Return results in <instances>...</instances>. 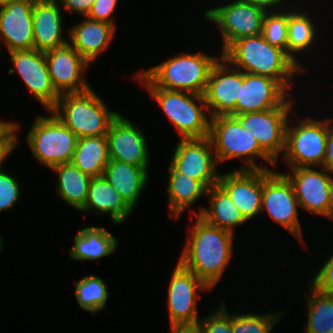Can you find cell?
<instances>
[{"label":"cell","mask_w":333,"mask_h":333,"mask_svg":"<svg viewBox=\"0 0 333 333\" xmlns=\"http://www.w3.org/2000/svg\"><path fill=\"white\" fill-rule=\"evenodd\" d=\"M50 111L78 138L106 135L119 114L110 110L92 87L82 92L61 94Z\"/></svg>","instance_id":"4"},{"label":"cell","mask_w":333,"mask_h":333,"mask_svg":"<svg viewBox=\"0 0 333 333\" xmlns=\"http://www.w3.org/2000/svg\"><path fill=\"white\" fill-rule=\"evenodd\" d=\"M289 93L274 79L243 72L236 115L278 108Z\"/></svg>","instance_id":"21"},{"label":"cell","mask_w":333,"mask_h":333,"mask_svg":"<svg viewBox=\"0 0 333 333\" xmlns=\"http://www.w3.org/2000/svg\"><path fill=\"white\" fill-rule=\"evenodd\" d=\"M73 238L74 244L67 253L72 261L100 260L118 247V238L100 226L83 227Z\"/></svg>","instance_id":"26"},{"label":"cell","mask_w":333,"mask_h":333,"mask_svg":"<svg viewBox=\"0 0 333 333\" xmlns=\"http://www.w3.org/2000/svg\"><path fill=\"white\" fill-rule=\"evenodd\" d=\"M294 106L289 97L278 108L234 117L245 129L252 131L260 147L277 163L285 149L286 128L290 114H295Z\"/></svg>","instance_id":"12"},{"label":"cell","mask_w":333,"mask_h":333,"mask_svg":"<svg viewBox=\"0 0 333 333\" xmlns=\"http://www.w3.org/2000/svg\"><path fill=\"white\" fill-rule=\"evenodd\" d=\"M58 175L55 192L68 206L78 211L85 205L91 176L83 173L72 162L51 168Z\"/></svg>","instance_id":"30"},{"label":"cell","mask_w":333,"mask_h":333,"mask_svg":"<svg viewBox=\"0 0 333 333\" xmlns=\"http://www.w3.org/2000/svg\"><path fill=\"white\" fill-rule=\"evenodd\" d=\"M206 198L209 201L208 208L200 206L198 211L193 213L207 223L234 234L235 228L247 222L228 193L219 184L208 189Z\"/></svg>","instance_id":"27"},{"label":"cell","mask_w":333,"mask_h":333,"mask_svg":"<svg viewBox=\"0 0 333 333\" xmlns=\"http://www.w3.org/2000/svg\"><path fill=\"white\" fill-rule=\"evenodd\" d=\"M285 315L283 311L261 313H231L232 333H270L278 324L281 317Z\"/></svg>","instance_id":"34"},{"label":"cell","mask_w":333,"mask_h":333,"mask_svg":"<svg viewBox=\"0 0 333 333\" xmlns=\"http://www.w3.org/2000/svg\"><path fill=\"white\" fill-rule=\"evenodd\" d=\"M9 74L17 73L25 84L27 91L39 101L43 107L50 111L60 98L54 88L45 58L44 51L36 49L8 52Z\"/></svg>","instance_id":"15"},{"label":"cell","mask_w":333,"mask_h":333,"mask_svg":"<svg viewBox=\"0 0 333 333\" xmlns=\"http://www.w3.org/2000/svg\"><path fill=\"white\" fill-rule=\"evenodd\" d=\"M52 84L61 95L91 88L84 76L90 63L67 40L44 52Z\"/></svg>","instance_id":"16"},{"label":"cell","mask_w":333,"mask_h":333,"mask_svg":"<svg viewBox=\"0 0 333 333\" xmlns=\"http://www.w3.org/2000/svg\"><path fill=\"white\" fill-rule=\"evenodd\" d=\"M110 161L107 136H87L78 139L72 163L91 177L102 176Z\"/></svg>","instance_id":"31"},{"label":"cell","mask_w":333,"mask_h":333,"mask_svg":"<svg viewBox=\"0 0 333 333\" xmlns=\"http://www.w3.org/2000/svg\"><path fill=\"white\" fill-rule=\"evenodd\" d=\"M288 8L265 13L262 23V36L272 46L287 53Z\"/></svg>","instance_id":"35"},{"label":"cell","mask_w":333,"mask_h":333,"mask_svg":"<svg viewBox=\"0 0 333 333\" xmlns=\"http://www.w3.org/2000/svg\"><path fill=\"white\" fill-rule=\"evenodd\" d=\"M48 113L35 116L26 139L35 160L50 170L72 161L79 138L51 111Z\"/></svg>","instance_id":"7"},{"label":"cell","mask_w":333,"mask_h":333,"mask_svg":"<svg viewBox=\"0 0 333 333\" xmlns=\"http://www.w3.org/2000/svg\"><path fill=\"white\" fill-rule=\"evenodd\" d=\"M203 13L204 18L215 23L220 30L222 54L236 40L262 34L265 12L246 0H229L225 5L222 3Z\"/></svg>","instance_id":"10"},{"label":"cell","mask_w":333,"mask_h":333,"mask_svg":"<svg viewBox=\"0 0 333 333\" xmlns=\"http://www.w3.org/2000/svg\"><path fill=\"white\" fill-rule=\"evenodd\" d=\"M275 169H263V194L261 213L267 212L270 219L282 226L299 243H304L299 202L291 182L283 173Z\"/></svg>","instance_id":"9"},{"label":"cell","mask_w":333,"mask_h":333,"mask_svg":"<svg viewBox=\"0 0 333 333\" xmlns=\"http://www.w3.org/2000/svg\"><path fill=\"white\" fill-rule=\"evenodd\" d=\"M218 184L228 193L248 221L261 214L263 169H231L221 173Z\"/></svg>","instance_id":"19"},{"label":"cell","mask_w":333,"mask_h":333,"mask_svg":"<svg viewBox=\"0 0 333 333\" xmlns=\"http://www.w3.org/2000/svg\"><path fill=\"white\" fill-rule=\"evenodd\" d=\"M14 123V121H1L0 119V136Z\"/></svg>","instance_id":"45"},{"label":"cell","mask_w":333,"mask_h":333,"mask_svg":"<svg viewBox=\"0 0 333 333\" xmlns=\"http://www.w3.org/2000/svg\"><path fill=\"white\" fill-rule=\"evenodd\" d=\"M189 232L178 261L213 290L232 260L234 234L207 223L199 215Z\"/></svg>","instance_id":"1"},{"label":"cell","mask_w":333,"mask_h":333,"mask_svg":"<svg viewBox=\"0 0 333 333\" xmlns=\"http://www.w3.org/2000/svg\"><path fill=\"white\" fill-rule=\"evenodd\" d=\"M11 1H13V0H0V6L4 5L6 3H9Z\"/></svg>","instance_id":"46"},{"label":"cell","mask_w":333,"mask_h":333,"mask_svg":"<svg viewBox=\"0 0 333 333\" xmlns=\"http://www.w3.org/2000/svg\"><path fill=\"white\" fill-rule=\"evenodd\" d=\"M148 169L149 167L134 166L125 162L110 160L103 176L134 210L149 181Z\"/></svg>","instance_id":"25"},{"label":"cell","mask_w":333,"mask_h":333,"mask_svg":"<svg viewBox=\"0 0 333 333\" xmlns=\"http://www.w3.org/2000/svg\"><path fill=\"white\" fill-rule=\"evenodd\" d=\"M20 130V123L16 121L0 136V171L4 170L3 163L6 158L18 147L19 139L17 132Z\"/></svg>","instance_id":"39"},{"label":"cell","mask_w":333,"mask_h":333,"mask_svg":"<svg viewBox=\"0 0 333 333\" xmlns=\"http://www.w3.org/2000/svg\"><path fill=\"white\" fill-rule=\"evenodd\" d=\"M294 6L288 8L287 54L304 70L306 67L297 57L313 47L318 30L309 12L300 11L299 5Z\"/></svg>","instance_id":"29"},{"label":"cell","mask_w":333,"mask_h":333,"mask_svg":"<svg viewBox=\"0 0 333 333\" xmlns=\"http://www.w3.org/2000/svg\"><path fill=\"white\" fill-rule=\"evenodd\" d=\"M79 211L85 215L90 211L99 217L110 214L116 225H121L133 213V209L103 175L91 178L85 205Z\"/></svg>","instance_id":"24"},{"label":"cell","mask_w":333,"mask_h":333,"mask_svg":"<svg viewBox=\"0 0 333 333\" xmlns=\"http://www.w3.org/2000/svg\"><path fill=\"white\" fill-rule=\"evenodd\" d=\"M177 173L201 181L208 189L218 184V161L209 137L179 139L170 164Z\"/></svg>","instance_id":"13"},{"label":"cell","mask_w":333,"mask_h":333,"mask_svg":"<svg viewBox=\"0 0 333 333\" xmlns=\"http://www.w3.org/2000/svg\"><path fill=\"white\" fill-rule=\"evenodd\" d=\"M144 88L175 127L180 139L209 137L211 116L204 95L157 87Z\"/></svg>","instance_id":"6"},{"label":"cell","mask_w":333,"mask_h":333,"mask_svg":"<svg viewBox=\"0 0 333 333\" xmlns=\"http://www.w3.org/2000/svg\"><path fill=\"white\" fill-rule=\"evenodd\" d=\"M58 0H34L32 8L33 49L47 51L65 43L64 14Z\"/></svg>","instance_id":"22"},{"label":"cell","mask_w":333,"mask_h":333,"mask_svg":"<svg viewBox=\"0 0 333 333\" xmlns=\"http://www.w3.org/2000/svg\"><path fill=\"white\" fill-rule=\"evenodd\" d=\"M291 117L294 116H290L287 124L281 159L289 168L322 167L326 154L328 118L303 117L293 124Z\"/></svg>","instance_id":"8"},{"label":"cell","mask_w":333,"mask_h":333,"mask_svg":"<svg viewBox=\"0 0 333 333\" xmlns=\"http://www.w3.org/2000/svg\"><path fill=\"white\" fill-rule=\"evenodd\" d=\"M33 4L34 0H13L0 6V44L7 52L33 49Z\"/></svg>","instance_id":"20"},{"label":"cell","mask_w":333,"mask_h":333,"mask_svg":"<svg viewBox=\"0 0 333 333\" xmlns=\"http://www.w3.org/2000/svg\"><path fill=\"white\" fill-rule=\"evenodd\" d=\"M168 211L169 216L178 219L199 198L207 195L208 188L196 179L177 173L170 165L168 166Z\"/></svg>","instance_id":"28"},{"label":"cell","mask_w":333,"mask_h":333,"mask_svg":"<svg viewBox=\"0 0 333 333\" xmlns=\"http://www.w3.org/2000/svg\"><path fill=\"white\" fill-rule=\"evenodd\" d=\"M144 134L126 116L118 114L106 134L110 160L149 167L150 151Z\"/></svg>","instance_id":"18"},{"label":"cell","mask_w":333,"mask_h":333,"mask_svg":"<svg viewBox=\"0 0 333 333\" xmlns=\"http://www.w3.org/2000/svg\"><path fill=\"white\" fill-rule=\"evenodd\" d=\"M240 84H243V71L221 57L211 70L204 93L211 117L236 115Z\"/></svg>","instance_id":"17"},{"label":"cell","mask_w":333,"mask_h":333,"mask_svg":"<svg viewBox=\"0 0 333 333\" xmlns=\"http://www.w3.org/2000/svg\"><path fill=\"white\" fill-rule=\"evenodd\" d=\"M7 169L0 171V212L11 211L20 199V184Z\"/></svg>","instance_id":"37"},{"label":"cell","mask_w":333,"mask_h":333,"mask_svg":"<svg viewBox=\"0 0 333 333\" xmlns=\"http://www.w3.org/2000/svg\"><path fill=\"white\" fill-rule=\"evenodd\" d=\"M95 0H58L60 7L65 11L77 12L81 16H87Z\"/></svg>","instance_id":"41"},{"label":"cell","mask_w":333,"mask_h":333,"mask_svg":"<svg viewBox=\"0 0 333 333\" xmlns=\"http://www.w3.org/2000/svg\"><path fill=\"white\" fill-rule=\"evenodd\" d=\"M209 138L212 142L218 164L240 158L241 167L235 169H265L257 164L256 158L263 159L274 169L277 163L260 147L252 131L245 129L234 116L211 117Z\"/></svg>","instance_id":"5"},{"label":"cell","mask_w":333,"mask_h":333,"mask_svg":"<svg viewBox=\"0 0 333 333\" xmlns=\"http://www.w3.org/2000/svg\"><path fill=\"white\" fill-rule=\"evenodd\" d=\"M119 0H95L87 17L97 21L107 22L116 27L113 13L117 9Z\"/></svg>","instance_id":"40"},{"label":"cell","mask_w":333,"mask_h":333,"mask_svg":"<svg viewBox=\"0 0 333 333\" xmlns=\"http://www.w3.org/2000/svg\"><path fill=\"white\" fill-rule=\"evenodd\" d=\"M74 295L79 306L92 315L107 307L110 296L106 282L95 275H86L76 281Z\"/></svg>","instance_id":"33"},{"label":"cell","mask_w":333,"mask_h":333,"mask_svg":"<svg viewBox=\"0 0 333 333\" xmlns=\"http://www.w3.org/2000/svg\"><path fill=\"white\" fill-rule=\"evenodd\" d=\"M83 18L81 23L78 22L66 33L72 47L91 64L110 47L109 44L116 34V27L87 16Z\"/></svg>","instance_id":"23"},{"label":"cell","mask_w":333,"mask_h":333,"mask_svg":"<svg viewBox=\"0 0 333 333\" xmlns=\"http://www.w3.org/2000/svg\"><path fill=\"white\" fill-rule=\"evenodd\" d=\"M249 3H253L257 8H260L265 13L276 12L285 10L289 7L285 4L286 0H246ZM282 6V7H281Z\"/></svg>","instance_id":"43"},{"label":"cell","mask_w":333,"mask_h":333,"mask_svg":"<svg viewBox=\"0 0 333 333\" xmlns=\"http://www.w3.org/2000/svg\"><path fill=\"white\" fill-rule=\"evenodd\" d=\"M333 250V249H332ZM327 256L322 265L315 271L310 284L318 291L333 295V252Z\"/></svg>","instance_id":"38"},{"label":"cell","mask_w":333,"mask_h":333,"mask_svg":"<svg viewBox=\"0 0 333 333\" xmlns=\"http://www.w3.org/2000/svg\"><path fill=\"white\" fill-rule=\"evenodd\" d=\"M284 174L291 182L300 209L333 220V177L323 167L290 168Z\"/></svg>","instance_id":"11"},{"label":"cell","mask_w":333,"mask_h":333,"mask_svg":"<svg viewBox=\"0 0 333 333\" xmlns=\"http://www.w3.org/2000/svg\"><path fill=\"white\" fill-rule=\"evenodd\" d=\"M306 333H333V295L318 291L308 283Z\"/></svg>","instance_id":"32"},{"label":"cell","mask_w":333,"mask_h":333,"mask_svg":"<svg viewBox=\"0 0 333 333\" xmlns=\"http://www.w3.org/2000/svg\"><path fill=\"white\" fill-rule=\"evenodd\" d=\"M222 57L238 70L276 80L288 93L293 77L305 71L284 50L268 43L262 34L236 40Z\"/></svg>","instance_id":"2"},{"label":"cell","mask_w":333,"mask_h":333,"mask_svg":"<svg viewBox=\"0 0 333 333\" xmlns=\"http://www.w3.org/2000/svg\"><path fill=\"white\" fill-rule=\"evenodd\" d=\"M214 310L199 320L203 333H232L231 313L228 308L226 309L224 300Z\"/></svg>","instance_id":"36"},{"label":"cell","mask_w":333,"mask_h":333,"mask_svg":"<svg viewBox=\"0 0 333 333\" xmlns=\"http://www.w3.org/2000/svg\"><path fill=\"white\" fill-rule=\"evenodd\" d=\"M4 240L1 238V234H0V252H2L1 250H2V247H3V242ZM1 255V254H0Z\"/></svg>","instance_id":"47"},{"label":"cell","mask_w":333,"mask_h":333,"mask_svg":"<svg viewBox=\"0 0 333 333\" xmlns=\"http://www.w3.org/2000/svg\"><path fill=\"white\" fill-rule=\"evenodd\" d=\"M169 327L170 333H203L199 322L194 324H175L169 325Z\"/></svg>","instance_id":"44"},{"label":"cell","mask_w":333,"mask_h":333,"mask_svg":"<svg viewBox=\"0 0 333 333\" xmlns=\"http://www.w3.org/2000/svg\"><path fill=\"white\" fill-rule=\"evenodd\" d=\"M218 56H211L201 51L191 54L183 51L156 66L139 71L133 78L143 87L204 95L211 70L222 57V53Z\"/></svg>","instance_id":"3"},{"label":"cell","mask_w":333,"mask_h":333,"mask_svg":"<svg viewBox=\"0 0 333 333\" xmlns=\"http://www.w3.org/2000/svg\"><path fill=\"white\" fill-rule=\"evenodd\" d=\"M323 168L333 173V118H328V134L326 142V154Z\"/></svg>","instance_id":"42"},{"label":"cell","mask_w":333,"mask_h":333,"mask_svg":"<svg viewBox=\"0 0 333 333\" xmlns=\"http://www.w3.org/2000/svg\"><path fill=\"white\" fill-rule=\"evenodd\" d=\"M170 277L167 290L169 325L198 323L201 319L197 311L201 298L198 294L211 289L179 261Z\"/></svg>","instance_id":"14"}]
</instances>
